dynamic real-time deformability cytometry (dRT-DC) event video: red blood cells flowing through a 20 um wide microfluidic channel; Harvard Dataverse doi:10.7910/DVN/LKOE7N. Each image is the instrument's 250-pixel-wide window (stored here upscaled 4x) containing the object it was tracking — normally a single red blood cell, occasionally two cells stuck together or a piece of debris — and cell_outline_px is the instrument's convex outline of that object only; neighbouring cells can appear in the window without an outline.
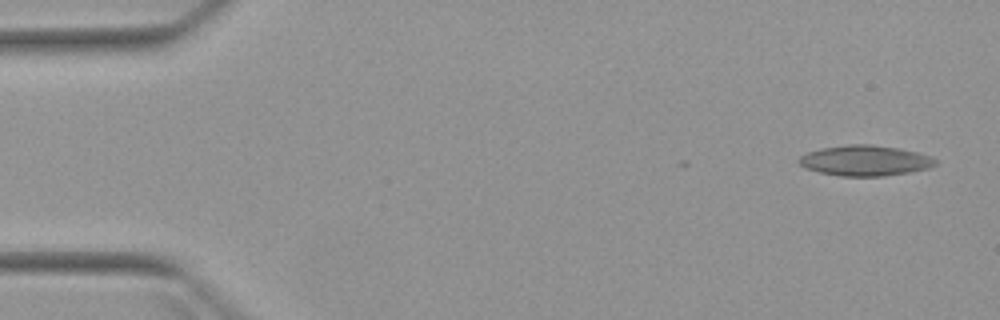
{"species": "Egyptian fruit bat (a non-hibernating species)", "species_latin": "Rousettus aegyptiacus", "temperature_condition": "warm", "stored_images_in_passage": 3, "camera_frame_rate_fps": 3000, "um_per_image_px": 0.085, "animal": {"sex": "female"}, "frame": {"image": 1, "passage_image": 1, "time_ms": 0.0, "image_size_px": [1000, 320], "cell_outline_px": [[936, 164], [928, 168], [908, 172], [884, 176], [840, 176], [820, 172], [804, 168], [796, 160], [800, 156], [808, 152], [820, 148], [848, 144], [872, 144], [900, 148], [916, 152], [928, 156], [936, 160]], "centroid_in_image_um": [73.48, 13.64], "position_along_channel_um": 11.5, "area_um2": 24.22}}